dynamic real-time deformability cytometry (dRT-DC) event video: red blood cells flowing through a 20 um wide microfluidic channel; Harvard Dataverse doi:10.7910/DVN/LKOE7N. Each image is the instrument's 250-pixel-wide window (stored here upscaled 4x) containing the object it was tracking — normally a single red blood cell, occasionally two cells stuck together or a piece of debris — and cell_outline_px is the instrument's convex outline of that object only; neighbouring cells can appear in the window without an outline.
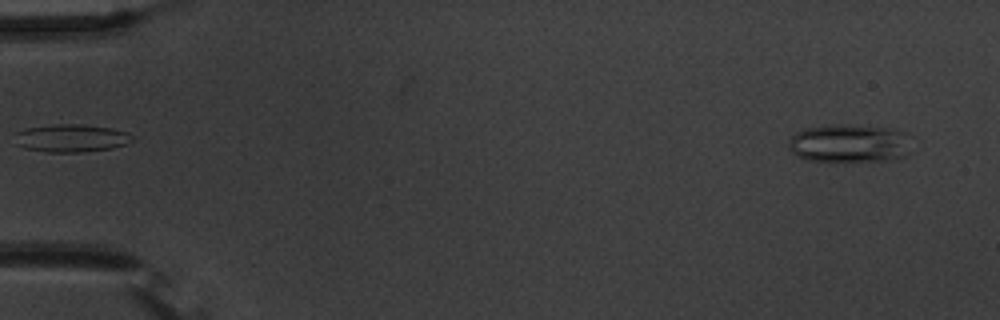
{"species": "common noctule bat (a hibernating species)", "species_latin": "Nyctalus noctula", "temperature_condition": "warm", "stored_images_in_passage": 55, "camera_frame_rate_fps": 3000, "um_per_image_px": 0.085, "animal": {"sex": "male", "body_mass_g": 20.1, "forearm_length_mm": 53.5}, "frame": {"image": 1, "passage_image": 3, "time_ms": 0.667, "image_size_px": [1000, 320], "cell_outline_px": [[908, 152], [904, 156], [888, 160], [808, 160], [792, 152], [788, 148], [788, 140], [796, 132], [804, 128], [836, 124], [844, 124], [892, 128], [900, 132]], "centroid_in_image_um": [72.06, 12.16], "position_along_channel_um": 12.9, "area_um2": 26.47}}
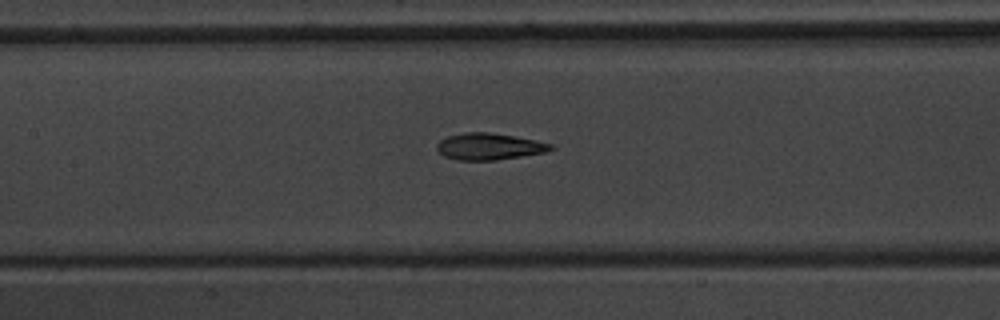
{"frame": {"image": 2, "passage_image": 26, "time_ms": 8.333, "image_size_px": [1000, 320], "cell_outline_px": [[556, 148], [544, 152], [496, 160], [456, 160], [444, 156], [436, 148], [436, 144], [440, 140], [448, 136], [464, 132], [488, 132], [536, 140], [552, 144]], "centroid_in_image_um": [41.55, 12.45], "position_along_channel_um": 165.8, "area_um2": 17.57}}
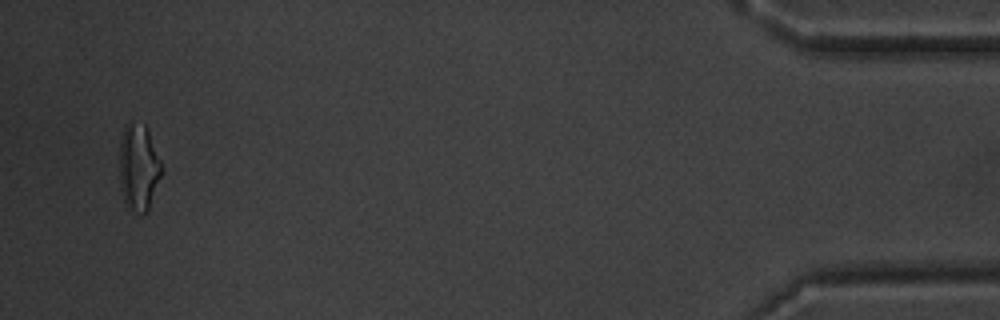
{"frame": {"image": 3, "passage_image": 53, "time_ms": 17.333, "image_size_px": [1000, 320], "cell_outline_px": [[164, 172], [148, 212], [136, 212], [124, 200], [120, 192], [120, 136], [124, 124], [128, 120], [144, 124], [148, 128], [164, 168]], "centroid_in_image_um": [11.81, 14.16], "position_along_channel_um": 423.4, "area_um2": 21.96}, "authors_computed_cell_mechanics": {"area_um2": 18.2648, "velocity_mm_per_s": 3.7059, "shape_relaxation_time_tau1_ms": 7.8071, "shape_relaxation_time_tau2_ms": 2.3375, "deformation_change_tau1": 0.2116, "deformation_change_tau2": 0.0958}}